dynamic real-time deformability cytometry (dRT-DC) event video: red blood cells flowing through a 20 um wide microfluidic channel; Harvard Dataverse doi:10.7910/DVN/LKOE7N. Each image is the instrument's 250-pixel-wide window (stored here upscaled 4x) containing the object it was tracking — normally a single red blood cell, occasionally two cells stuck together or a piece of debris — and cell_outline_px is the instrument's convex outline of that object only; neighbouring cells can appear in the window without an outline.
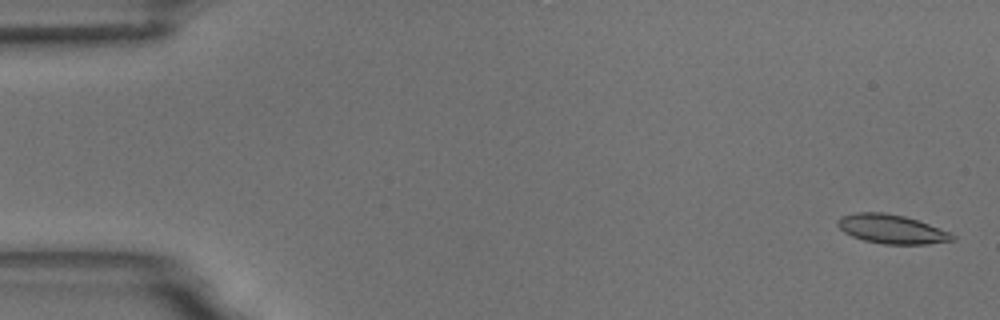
{"species": "common noctule bat (a hibernating species)", "species_latin": "Nyctalus noctula", "temperature_condition": "room temperature", "stored_images_in_passage": 55, "camera_frame_rate_fps": 3000, "um_per_image_px": 0.085, "animal": {"sex": "male", "body_mass_g": 18.8}, "frame": {"image": 1, "passage_image": 2, "time_ms": 0.333, "image_size_px": [1000, 320], "cell_outline_px": [[956, 240], [928, 244], [884, 244], [864, 240], [852, 236], [844, 232], [836, 224], [836, 220], [840, 216], [856, 212], [884, 212], [904, 216], [928, 224], [948, 232], [956, 236]], "centroid_in_image_um": [75.75, 19.47], "position_along_channel_um": 9.2, "area_um2": 19.36}}
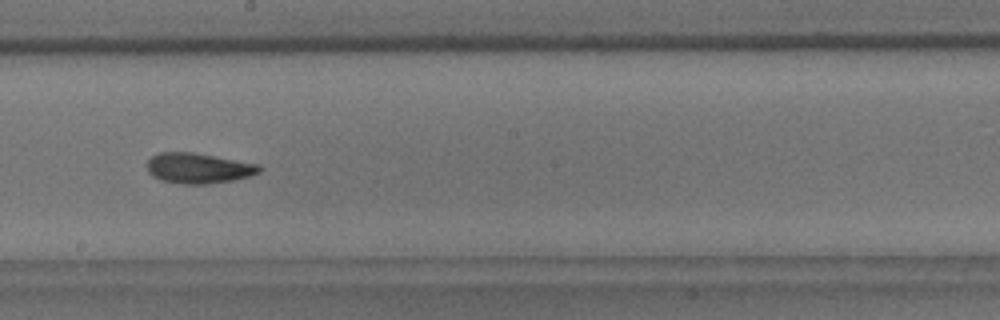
{"frame": {"image": 2, "passage_image": 31, "time_ms": 10.0, "image_size_px": [1000, 320], "cell_outline_px": [[264, 168], [260, 172], [248, 176], [232, 180], [208, 184], [184, 184], [160, 180], [152, 176], [148, 172], [148, 160], [152, 156], [160, 152], [192, 152], [260, 164]], "centroid_in_image_um": [16.88, 14.29], "position_along_channel_um": 231.3, "area_um2": 19.88}}
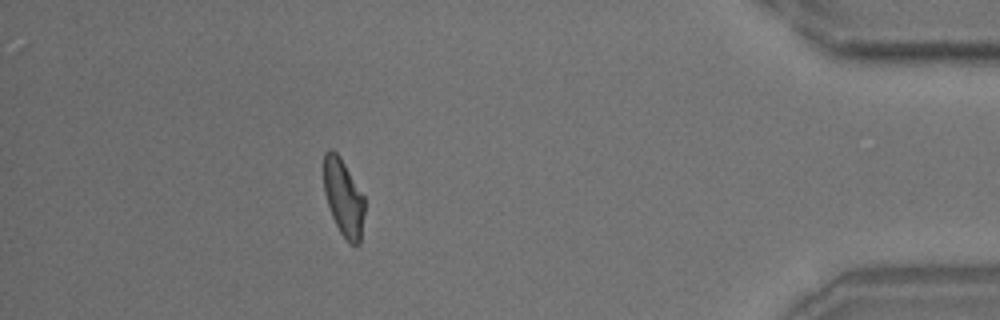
{"frame": {"image": 3, "passage_image": 49, "time_ms": 16.0, "image_size_px": [1000, 320], "cell_outline_px": [[364, 212], [360, 244], [356, 248], [348, 244], [340, 232], [332, 216], [324, 192], [324, 152], [328, 148], [332, 148], [340, 156], [364, 196]], "centroid_in_image_um": [29.2, 16.83], "position_along_channel_um": 406.0, "area_um2": 18.5}, "authors_computed_cell_mechanics": {"area_um2": 19.363, "velocity_mm_per_s": 3.7148, "shape_relaxation_time_tau1_ms": 5.5895, "shape_relaxation_time_tau2_ms": 2.7982, "deformation_change_tau1": 0.1618, "deformation_change_tau2": 0.1023}}